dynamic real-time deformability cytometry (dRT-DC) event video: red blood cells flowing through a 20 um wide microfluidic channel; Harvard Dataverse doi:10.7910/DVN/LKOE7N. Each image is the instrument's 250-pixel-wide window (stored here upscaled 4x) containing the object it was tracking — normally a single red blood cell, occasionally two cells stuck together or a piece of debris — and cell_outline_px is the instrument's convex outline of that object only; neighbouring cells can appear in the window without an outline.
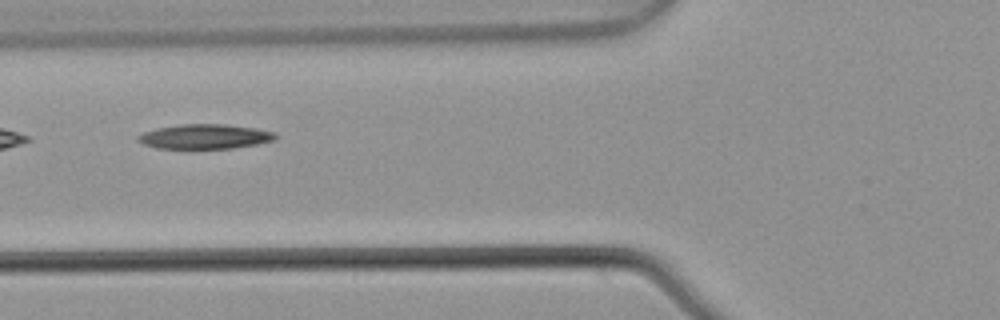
{"species": "common noctule bat (a hibernating species)", "species_latin": "Nyctalus noctula", "temperature_condition": "warm", "stored_images_in_passage": 4, "camera_frame_rate_fps": 3000, "um_per_image_px": 0.085, "animal": {"sex": "male", "body_mass_g": 21.5, "forearm_length_mm": 52.0}, "frame": {"image": 1, "passage_image": 2, "time_ms": 0.333, "image_size_px": [1000, 320], "cell_outline_px": [[280, 136], [276, 140], [256, 144], [232, 148], [156, 148], [144, 144], [136, 140], [136, 136], [144, 132], [156, 128], [180, 124], [228, 124], [256, 128], [276, 132]], "centroid_in_image_um": [17.45, 11.59], "position_along_channel_um": 108.3, "area_um2": 19.94}}
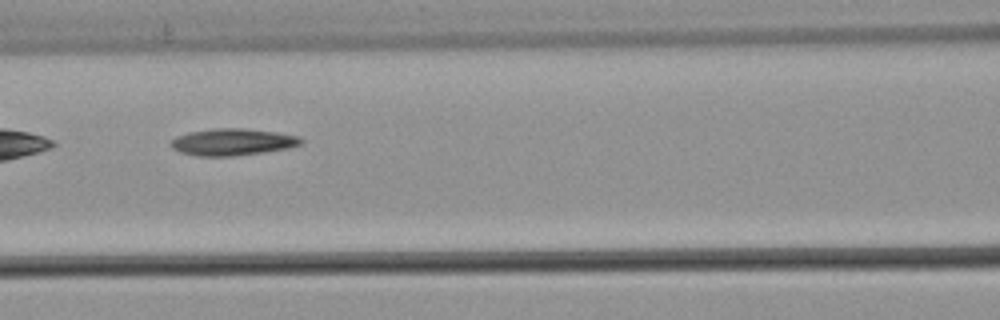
{"frame": {"image": 2, "passage_image": 3, "time_ms": 0.667, "image_size_px": [1000, 320], "cell_outline_px": [[304, 144], [288, 148], [232, 156], [196, 156], [180, 152], [172, 148], [172, 140], [176, 136], [188, 132], [216, 128], [244, 128], [276, 132], [300, 136], [304, 140]], "centroid_in_image_um": [19.79, 12.06], "position_along_channel_um": 146.8, "area_um2": 20.35}}
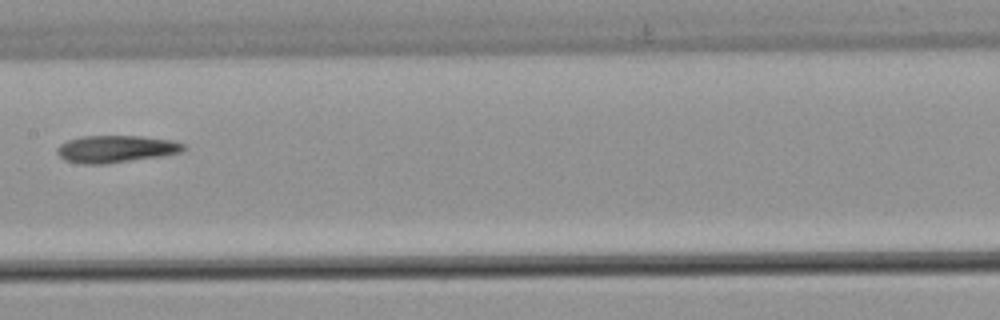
{"frame": {"image": 3, "passage_image": 4, "time_ms": 1.0, "image_size_px": [1000, 320], "cell_outline_px": [[184, 148], [180, 152], [160, 156], [104, 164], [84, 164], [64, 160], [56, 152], [56, 148], [60, 144], [68, 140], [80, 136], [140, 136], [172, 140], [184, 144]], "centroid_in_image_um": [9.8, 12.66], "position_along_channel_um": 197.6, "area_um2": 19.88}}